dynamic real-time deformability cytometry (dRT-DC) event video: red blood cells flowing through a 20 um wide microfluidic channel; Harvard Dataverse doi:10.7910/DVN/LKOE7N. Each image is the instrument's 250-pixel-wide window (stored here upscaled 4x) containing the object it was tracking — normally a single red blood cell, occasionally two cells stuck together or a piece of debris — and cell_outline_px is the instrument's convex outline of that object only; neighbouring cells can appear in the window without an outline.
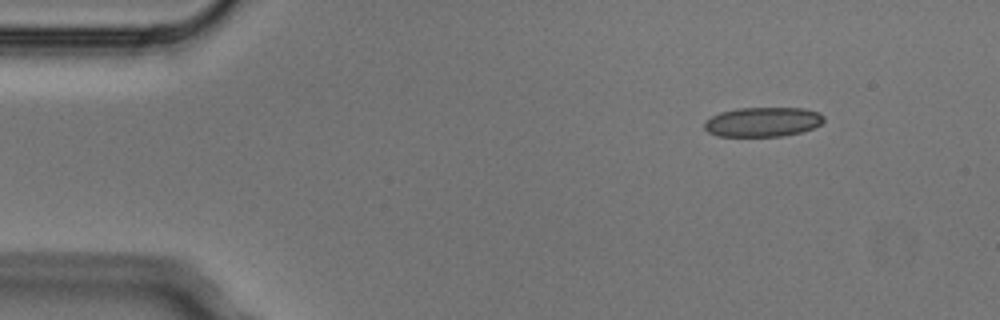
{"species": "Egyptian fruit bat (a non-hibernating species)", "species_latin": "Rousettus aegyptiacus", "temperature_condition": "cold", "stored_images_in_passage": 4, "camera_frame_rate_fps": 3000, "um_per_image_px": 0.085, "animal": {"sex": "male"}, "frame": {"image": 1, "passage_image": 4, "time_ms": 1.0, "image_size_px": [1000, 320], "cell_outline_px": [[824, 120], [820, 124], [812, 128], [800, 132], [784, 136], [716, 136], [708, 132], [704, 128], [704, 120], [720, 112], [736, 108], [804, 108], [820, 112], [824, 116]], "centroid_in_image_um": [64.82, 10.36], "position_along_channel_um": 20.2, "area_um2": 20.69}}